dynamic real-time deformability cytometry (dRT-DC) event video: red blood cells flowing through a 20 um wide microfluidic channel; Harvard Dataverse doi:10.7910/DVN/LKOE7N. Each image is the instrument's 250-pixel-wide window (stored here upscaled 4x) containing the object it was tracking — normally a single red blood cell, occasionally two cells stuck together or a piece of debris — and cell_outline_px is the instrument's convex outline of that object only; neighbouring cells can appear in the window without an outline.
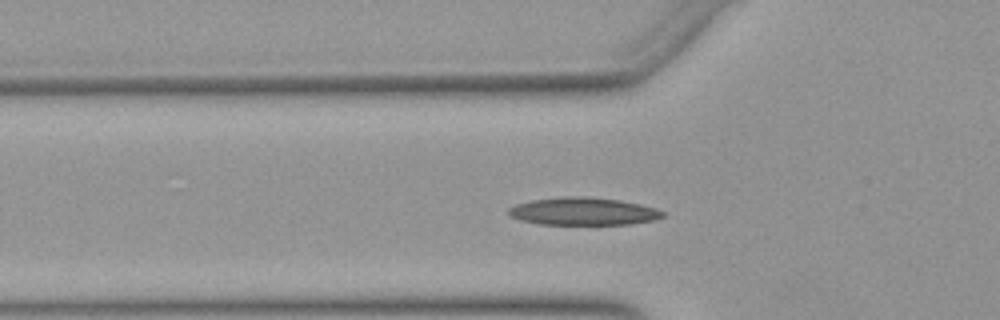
{"species": "Egyptian fruit bat (a non-hibernating species)", "species_latin": "Rousettus aegyptiacus", "temperature_condition": "warm", "stored_images_in_passage": 43, "camera_frame_rate_fps": 3000, "um_per_image_px": 0.085, "animal": {"sex": "female"}, "frame": {"image": 1, "passage_image": 14, "time_ms": 4.333, "image_size_px": [1000, 320], "cell_outline_px": [[664, 216], [656, 220], [628, 224], [596, 228], [540, 224], [520, 220], [508, 216], [508, 208], [516, 204], [532, 200], [560, 196], [592, 196], [620, 200], [640, 204], [656, 208], [664, 212]], "centroid_in_image_um": [49.59, 18.01], "position_along_channel_um": 76.2, "area_um2": 26.36}}
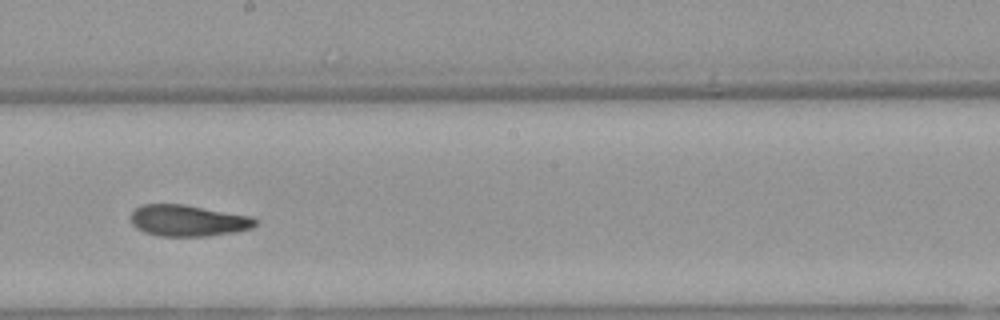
{"frame": {"image": 2, "passage_image": 26, "time_ms": 8.333, "image_size_px": [1000, 320], "cell_outline_px": [[260, 220], [252, 228], [236, 232], [208, 236], [156, 236], [144, 232], [136, 228], [132, 224], [128, 216], [136, 208], [144, 204], [184, 204], [252, 216]], "centroid_in_image_um": [15.99, 18.75], "position_along_channel_um": 232.2, "area_um2": 23.12}}
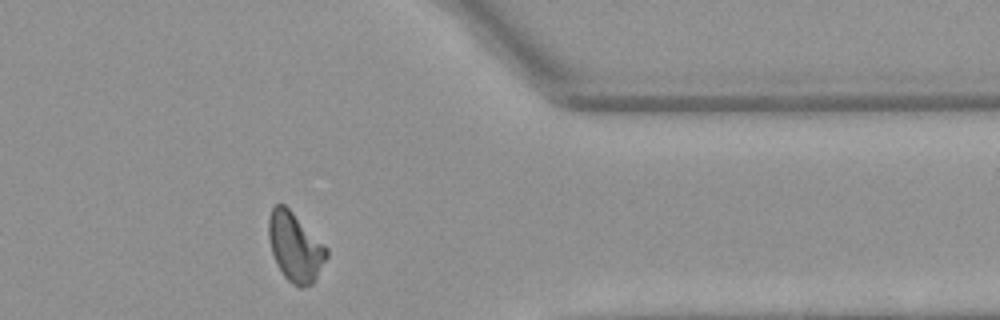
{"frame": {"image": 3, "passage_image": 39, "time_ms": 12.667, "image_size_px": [1000, 320], "cell_outline_px": [[328, 256], [312, 284], [304, 288], [300, 288], [292, 284], [284, 276], [272, 252], [268, 236], [268, 216], [272, 208], [276, 204], [284, 204], [328, 248]], "centroid_in_image_um": [25.09, 21.0], "position_along_channel_um": 386.3, "area_um2": 23.0}, "authors_computed_cell_mechanics": {"area_um2": 23.0044, "velocity_mm_per_s": 3.8998, "shape_relaxation_time_tau1_ms": 9.7003, "shape_relaxation_time_tau2_ms": 3.3313, "deformation_change_tau1": 0.238, "deformation_change_tau2": 0.1069}}